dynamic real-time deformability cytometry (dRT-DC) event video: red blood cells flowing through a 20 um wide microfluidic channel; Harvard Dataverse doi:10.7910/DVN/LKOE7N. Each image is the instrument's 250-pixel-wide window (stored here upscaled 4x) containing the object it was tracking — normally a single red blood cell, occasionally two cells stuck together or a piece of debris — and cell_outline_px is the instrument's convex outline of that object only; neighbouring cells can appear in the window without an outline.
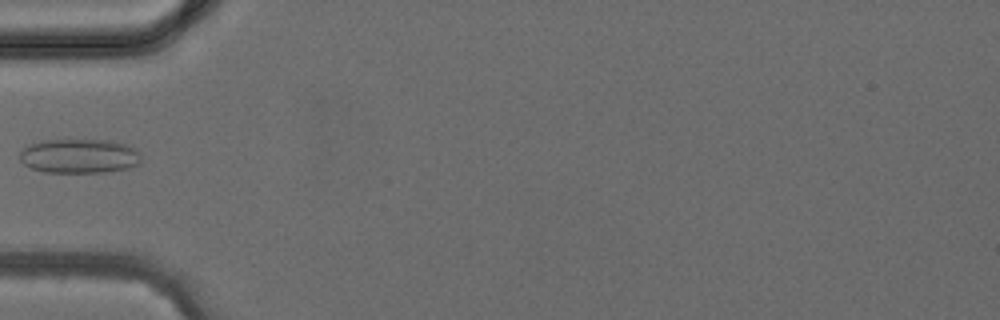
{"species": "common noctule bat (a hibernating species)", "species_latin": "Nyctalus noctula", "temperature_condition": "cold", "stored_images_in_passage": 4, "camera_frame_rate_fps": 3000, "um_per_image_px": 0.085, "animal": {"sex": "female", "body_mass_g": 24.6, "forearm_length_mm": 56.2}, "frame": {"image": 1, "passage_image": 4, "time_ms": 3.667, "image_size_px": [1000, 320], "cell_outline_px": [[140, 164], [128, 168], [104, 172], [44, 172], [32, 168], [24, 164], [20, 160], [20, 148], [28, 144], [44, 140], [112, 140], [128, 144], [136, 148], [140, 152]], "centroid_in_image_um": [6.75, 13.25], "position_along_channel_um": 78.2, "area_um2": 24.62}}